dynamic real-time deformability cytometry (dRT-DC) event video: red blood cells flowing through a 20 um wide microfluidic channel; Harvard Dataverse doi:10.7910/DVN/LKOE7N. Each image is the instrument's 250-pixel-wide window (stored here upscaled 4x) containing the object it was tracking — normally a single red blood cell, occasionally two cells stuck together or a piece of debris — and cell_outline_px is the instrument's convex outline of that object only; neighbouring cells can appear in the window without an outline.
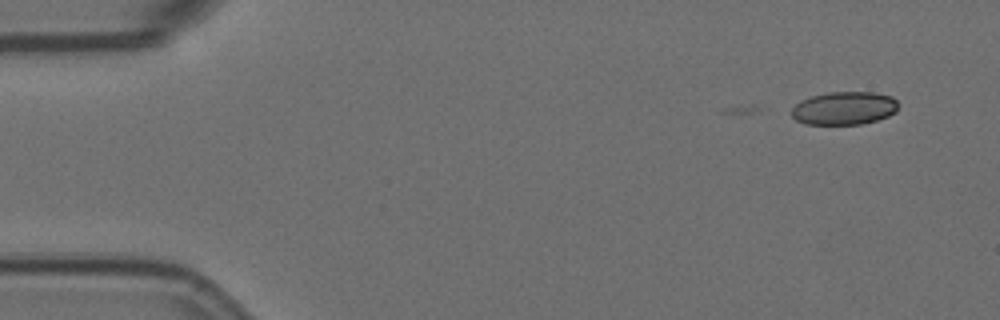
{"species": "Egyptian fruit bat (a non-hibernating species)", "species_latin": "Rousettus aegyptiacus", "temperature_condition": "room temperature", "stored_images_in_passage": 3, "camera_frame_rate_fps": 3000, "um_per_image_px": 0.085, "animal": {"sex": "female"}, "frame": {"image": 1, "passage_image": 3, "time_ms": 0.667, "image_size_px": [1000, 320], "cell_outline_px": [[900, 104], [896, 112], [888, 116], [876, 120], [860, 124], [804, 124], [796, 120], [792, 116], [792, 108], [800, 100], [812, 96], [828, 92], [872, 92], [892, 96]], "centroid_in_image_um": [71.77, 9.19], "position_along_channel_um": 13.2, "area_um2": 20.69}}